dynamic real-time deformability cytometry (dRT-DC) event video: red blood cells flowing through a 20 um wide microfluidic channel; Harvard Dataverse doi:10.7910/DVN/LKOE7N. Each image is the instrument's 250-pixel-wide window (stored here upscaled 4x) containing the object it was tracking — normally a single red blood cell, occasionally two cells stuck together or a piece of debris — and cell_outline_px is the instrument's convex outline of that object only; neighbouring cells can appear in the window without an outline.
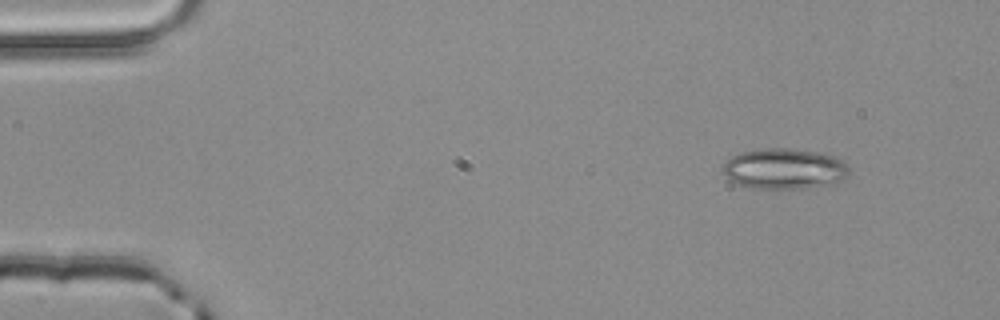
{"species": "common noctule bat (a hibernating species)", "species_latin": "Nyctalus noctula", "temperature_condition": "room temperature", "stored_images_in_passage": 4, "segment_of_instrument_passage": [1, 2], "camera_frame_rate_fps": 3000, "um_per_image_px": 0.085, "animal": {"sex": "male", "body_mass_g": 20.4}, "frame": {"image": 1, "passage_image": 1, "time_ms": 0.0, "image_size_px": [1000, 320], "cell_outline_px": [[848, 176], [832, 184], [808, 188], [752, 188], [740, 184], [732, 180], [720, 168], [732, 156], [740, 152], [764, 148], [788, 148], [820, 152], [836, 156], [848, 168]], "centroid_in_image_um": [66.68, 14.33], "position_along_channel_um": 18.3, "area_um2": 29.71}}